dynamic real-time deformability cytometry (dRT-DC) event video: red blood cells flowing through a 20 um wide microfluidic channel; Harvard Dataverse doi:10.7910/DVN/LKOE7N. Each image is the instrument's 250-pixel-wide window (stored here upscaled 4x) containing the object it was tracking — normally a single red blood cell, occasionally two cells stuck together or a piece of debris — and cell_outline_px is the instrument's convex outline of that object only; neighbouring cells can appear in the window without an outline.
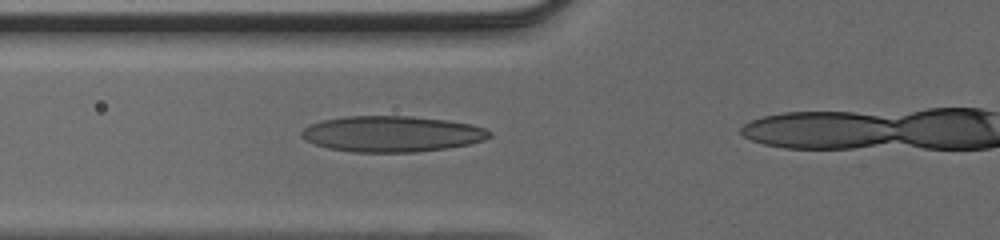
{"species": "human", "species_latin": "Homo sapiens", "temperature_condition": "cold", "stored_images_in_passage": 27, "camera_frame_rate_fps": 3000, "um_per_image_px": 0.085, "donor": {"sex": "male"}, "frame": {"image": 1, "passage_image": 16, "time_ms": 5.0, "image_size_px": [1000, 240], "cell_outline_px": [[492, 136], [484, 140], [472, 144], [448, 148], [416, 152], [352, 152], [328, 148], [304, 140], [300, 136], [300, 132], [308, 124], [320, 120], [344, 116], [412, 116], [448, 120], [472, 124], [484, 128], [492, 132]], "centroid_in_image_um": [33.31, 11.38], "position_along_channel_um": 92.5, "area_um2": 39.82}}
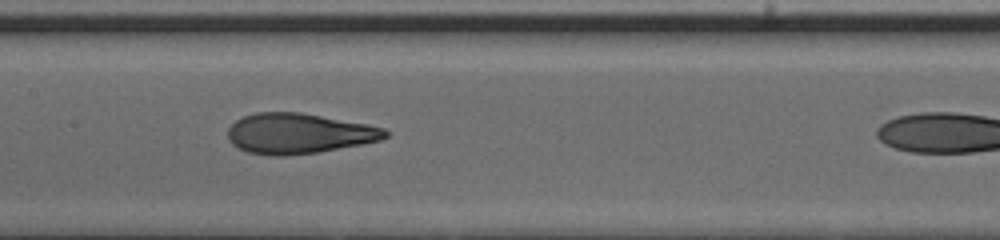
{"frame": {"image": 2, "passage_image": 23, "time_ms": 7.333, "image_size_px": [1000, 240], "cell_outline_px": [[388, 136], [380, 140], [320, 152], [284, 156], [272, 156], [248, 152], [236, 148], [228, 140], [228, 128], [236, 120], [244, 116], [256, 112], [300, 112], [368, 124], [384, 128], [388, 132]], "centroid_in_image_um": [25.37, 11.35], "position_along_channel_um": 182.0, "area_um2": 37.11}}
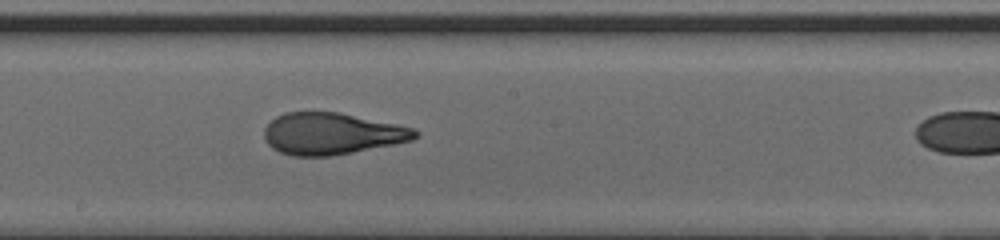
{"frame": {"image": 3, "passage_image": 26, "time_ms": 8.333, "image_size_px": [1000, 240], "cell_outline_px": [[420, 136], [412, 140], [396, 144], [332, 156], [292, 156], [280, 152], [272, 148], [264, 140], [264, 128], [276, 116], [284, 112], [340, 112], [416, 128], [420, 132]], "centroid_in_image_um": [28.23, 11.36], "position_along_channel_um": 220.0, "area_um2": 37.05}}